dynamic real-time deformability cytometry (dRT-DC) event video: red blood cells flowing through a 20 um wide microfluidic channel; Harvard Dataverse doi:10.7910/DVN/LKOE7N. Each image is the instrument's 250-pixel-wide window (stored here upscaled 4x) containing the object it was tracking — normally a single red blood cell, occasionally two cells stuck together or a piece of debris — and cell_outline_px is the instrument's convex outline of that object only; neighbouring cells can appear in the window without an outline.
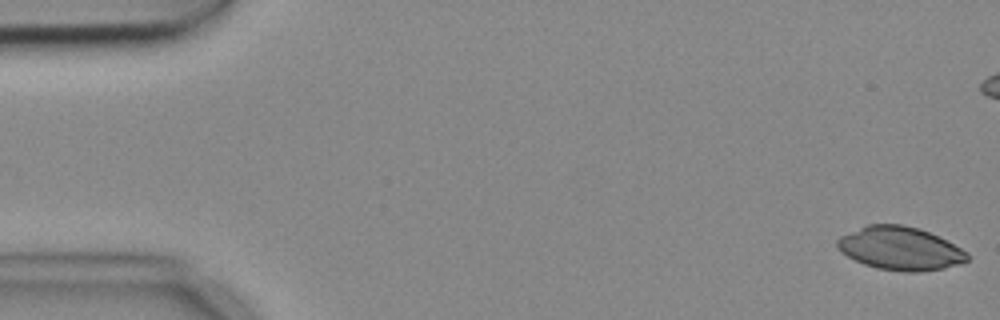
{"species": "common noctule bat (a hibernating species)", "species_latin": "Nyctalus noctula", "temperature_condition": "cold", "stored_images_in_passage": 7, "camera_frame_rate_fps": 3000, "um_per_image_px": 0.085, "animal": {"sex": "female", "body_mass_g": 18.4}, "frame": {"image": 1, "passage_image": 1, "time_ms": 0.0, "image_size_px": [1000, 320], "cell_outline_px": [[968, 260], [960, 264], [944, 268], [920, 272], [904, 272], [876, 268], [864, 264], [840, 252], [836, 244], [836, 240], [840, 236], [868, 224], [900, 224], [920, 228], [940, 236], [968, 252]], "centroid_in_image_um": [76.53, 21.11], "position_along_channel_um": 8.5, "area_um2": 33.0}}